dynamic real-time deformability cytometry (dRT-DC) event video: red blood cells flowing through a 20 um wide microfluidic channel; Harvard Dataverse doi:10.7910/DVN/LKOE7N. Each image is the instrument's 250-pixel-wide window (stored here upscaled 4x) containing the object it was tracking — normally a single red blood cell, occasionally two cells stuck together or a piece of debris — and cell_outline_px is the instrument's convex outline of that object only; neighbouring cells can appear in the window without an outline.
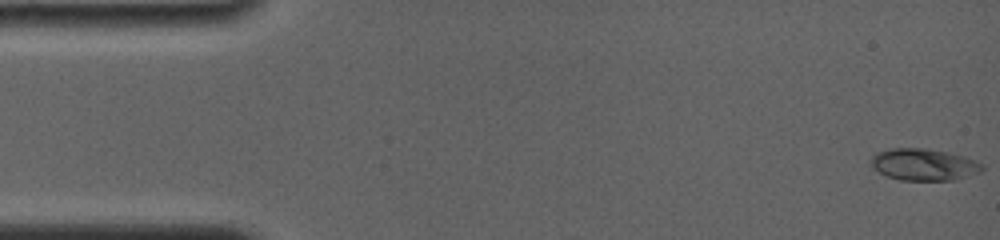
{"species": "common noctule bat (a hibernating species)", "species_latin": "Nyctalus noctula", "temperature_condition": "room temperature", "stored_images_in_passage": 91, "camera_frame_rate_fps": 4000, "um_per_image_px": 0.085, "animal": {"sex": "female", "body_mass_g": 19.0, "forearm_length_mm": 56.7}, "frame": {"image": 1, "passage_image": 1, "time_ms": 0.0, "image_size_px": [1000, 240], "cell_outline_px": [[984, 168], [980, 172], [956, 180], [900, 180], [888, 176], [872, 168], [872, 156], [876, 152], [892, 148], [928, 148], [964, 156], [980, 164]], "centroid_in_image_um": [78.51, 13.99], "position_along_channel_um": 6.5, "area_um2": 20.46}}
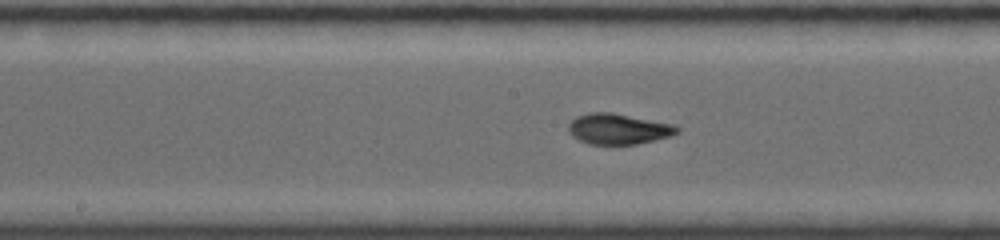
{"frame": {"image": 2, "passage_image": 50, "time_ms": 8.25, "image_size_px": [1000, 240], "cell_outline_px": [[680, 132], [672, 136], [636, 144], [588, 144], [572, 136], [568, 132], [568, 124], [576, 116], [592, 112], [612, 112], [676, 124], [680, 128]], "centroid_in_image_um": [52.59, 10.95], "position_along_channel_um": 195.6, "area_um2": 19.65}}
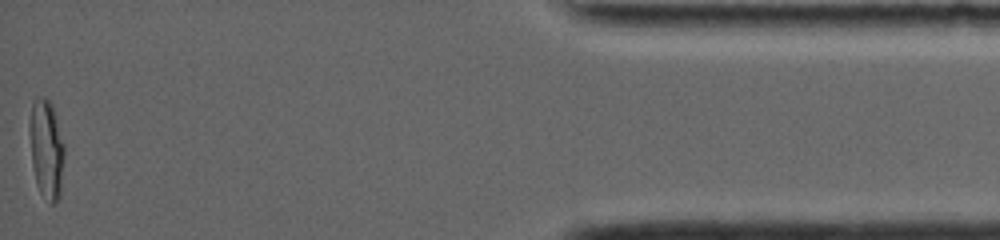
{"frame": {"image": 3, "passage_image": 91, "time_ms": 16.25, "image_size_px": [1000, 240], "cell_outline_px": [[64, 156], [60, 196], [52, 204], [48, 204], [40, 192], [36, 184], [32, 164], [28, 132], [28, 124], [32, 100], [36, 96], [44, 96], [52, 104], [64, 144]], "centroid_in_image_um": [3.91, 12.63], "position_along_channel_um": 431.3, "area_um2": 20.58}, "authors_computed_cell_mechanics": {"area_um2": 18.9584, "velocity_mm_per_s": 3.8317, "shape_relaxation_time_tau1_ms": null, "shape_relaxation_time_tau2_ms": 0.9771, "deformation_change_tau1": null, "deformation_change_tau2": 0.0508}}